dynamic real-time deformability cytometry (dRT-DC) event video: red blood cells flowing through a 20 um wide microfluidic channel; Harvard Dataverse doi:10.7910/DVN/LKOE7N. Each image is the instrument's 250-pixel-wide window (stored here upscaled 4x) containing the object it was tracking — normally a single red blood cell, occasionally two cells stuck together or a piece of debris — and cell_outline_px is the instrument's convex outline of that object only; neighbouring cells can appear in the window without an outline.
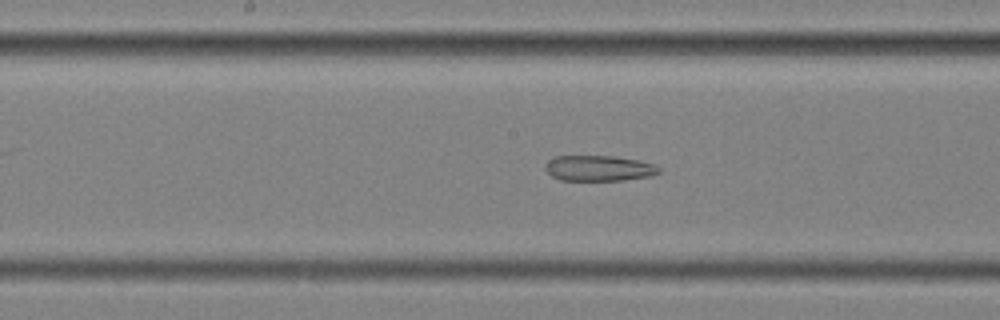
{"species": "common noctule bat (a hibernating species)", "species_latin": "Nyctalus noctula", "temperature_condition": "cold", "stored_images_in_passage": 59, "segment_of_instrument_passage": [2, 2], "camera_frame_rate_fps": 3000, "um_per_image_px": 0.085, "animal": {"sex": "female", "body_mass_g": 25.1}, "frame": {"image": 1, "passage_image": 30, "time_ms": 9.667, "image_size_px": [1000, 320], "cell_outline_px": [[660, 172], [652, 176], [624, 180], [560, 180], [552, 176], [544, 168], [544, 164], [548, 160], [556, 156], [612, 156], [640, 160], [656, 164], [660, 168]], "centroid_in_image_um": [50.93, 14.3], "position_along_channel_um": 197.3, "area_um2": 17.11}}
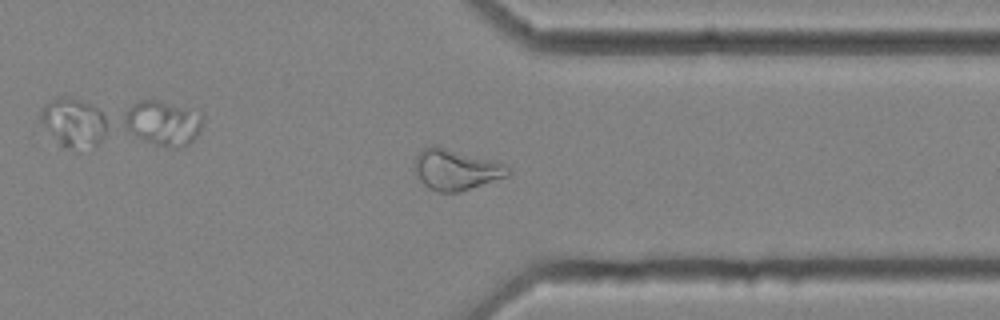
{"frame": {"image": 2, "passage_image": 45, "time_ms": 14.667, "image_size_px": [1000, 320], "cell_outline_px": [[512, 172], [508, 176], [456, 192], [440, 192], [428, 188], [420, 180], [412, 168], [416, 156], [428, 144], [436, 144], [504, 164], [512, 168]], "centroid_in_image_um": [38.71, 14.39], "position_along_channel_um": 372.7, "area_um2": 22.25}}
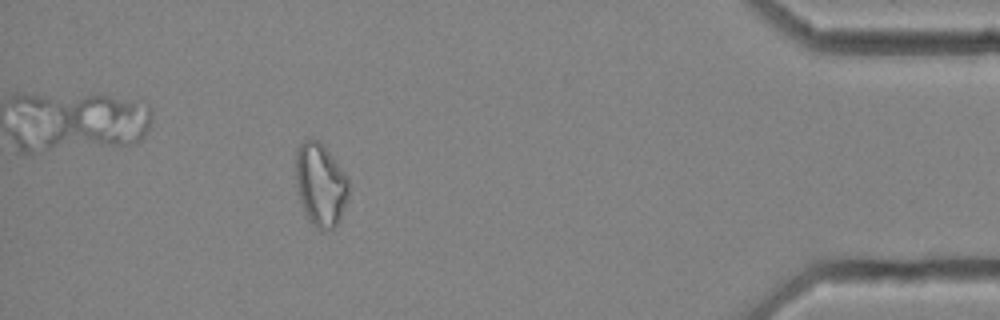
{"frame": {"image": 3, "passage_image": 52, "time_ms": 17.0, "image_size_px": [1000, 320], "cell_outline_px": [[348, 196], [340, 220], [332, 228], [320, 232], [316, 228], [308, 216], [300, 200], [296, 184], [296, 148], [304, 136], [316, 140], [328, 152], [348, 176]], "centroid_in_image_um": [27.23, 15.67], "position_along_channel_um": 408.0, "area_um2": 25.43}}